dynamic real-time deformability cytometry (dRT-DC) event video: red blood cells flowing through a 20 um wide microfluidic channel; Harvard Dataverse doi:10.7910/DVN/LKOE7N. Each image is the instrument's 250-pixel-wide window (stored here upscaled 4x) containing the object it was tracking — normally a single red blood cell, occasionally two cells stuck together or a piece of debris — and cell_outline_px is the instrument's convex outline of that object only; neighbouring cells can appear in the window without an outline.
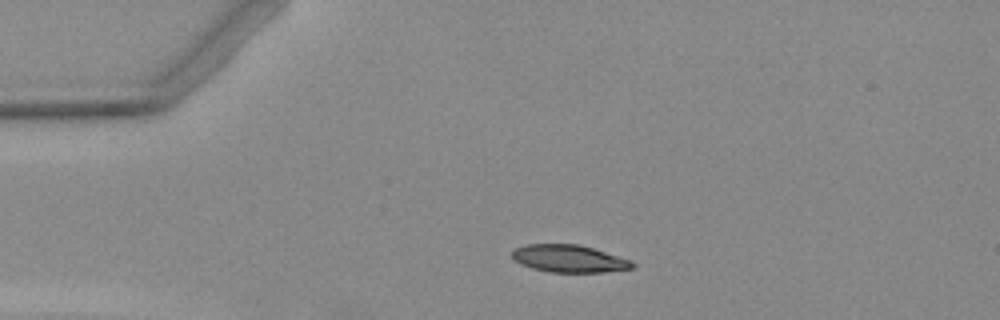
{"species": "Egyptian fruit bat (a non-hibernating species)", "species_latin": "Rousettus aegyptiacus", "temperature_condition": "warm", "stored_images_in_passage": 5, "camera_frame_rate_fps": 3000, "um_per_image_px": 0.085, "animal": {"sex": "female"}, "frame": {"image": 1, "passage_image": 1, "time_ms": 0.0, "image_size_px": [1000, 320], "cell_outline_px": [[636, 264], [632, 268], [604, 272], [548, 272], [532, 268], [520, 264], [512, 260], [512, 252], [516, 248], [524, 244], [576, 244], [592, 248], [632, 260]], "centroid_in_image_um": [48.34, 21.98], "position_along_channel_um": 36.7, "area_um2": 19.25}}